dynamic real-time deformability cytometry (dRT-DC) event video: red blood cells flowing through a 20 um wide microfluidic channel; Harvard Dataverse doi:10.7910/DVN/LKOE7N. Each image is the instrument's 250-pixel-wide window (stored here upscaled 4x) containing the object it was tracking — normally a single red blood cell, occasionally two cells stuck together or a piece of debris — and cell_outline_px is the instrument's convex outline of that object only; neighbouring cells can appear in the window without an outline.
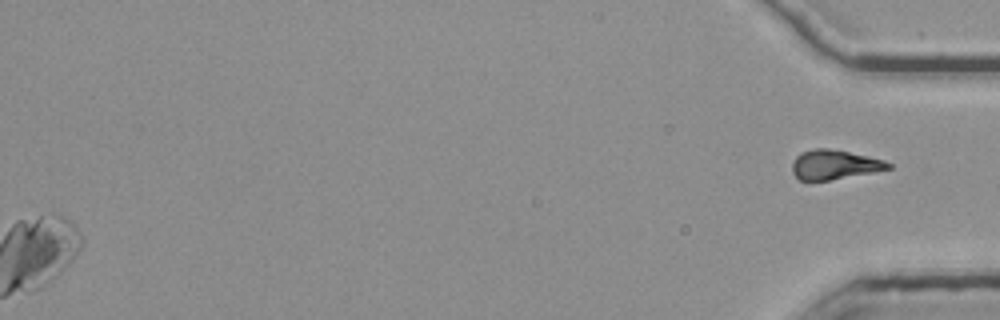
{"species": "common noctule bat (a hibernating species)", "species_latin": "Nyctalus noctula", "temperature_condition": "room temperature", "stored_images_in_passage": 54, "segment_of_instrument_passage": [2, 2], "camera_frame_rate_fps": 3000, "um_per_image_px": 0.085, "animal": {"sex": "female", "body_mass_g": 25.1}, "frame": {"image": 1, "passage_image": 54, "time_ms": 17.667, "image_size_px": [1000, 320], "cell_outline_px": [[892, 168], [872, 172], [828, 180], [800, 180], [792, 172], [792, 164], [796, 156], [800, 152], [812, 148], [828, 148], [868, 156], [884, 160], [892, 164]], "centroid_in_image_um": [70.9, 13.98], "position_along_channel_um": 364.3, "area_um2": 16.36}}